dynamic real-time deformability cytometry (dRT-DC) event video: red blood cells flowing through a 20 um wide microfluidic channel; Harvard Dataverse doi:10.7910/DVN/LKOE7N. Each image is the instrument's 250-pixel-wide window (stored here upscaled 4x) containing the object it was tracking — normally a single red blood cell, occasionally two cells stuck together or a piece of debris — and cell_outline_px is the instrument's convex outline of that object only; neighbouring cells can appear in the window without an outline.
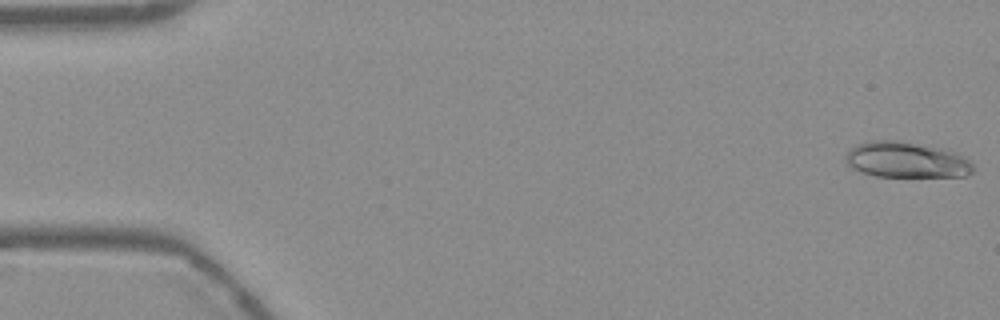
{"species": "Egyptian fruit bat (a non-hibernating species)", "species_latin": "Rousettus aegyptiacus", "temperature_condition": "warm", "stored_images_in_passage": 53, "camera_frame_rate_fps": 3000, "um_per_image_px": 0.085, "frame": {"image": 1, "passage_image": 1, "time_ms": 0.0, "image_size_px": [1000, 320], "cell_outline_px": [[972, 172], [964, 176], [876, 176], [860, 172], [852, 168], [844, 160], [844, 156], [848, 148], [856, 144], [868, 140], [900, 140], [948, 148], [964, 156], [972, 164]], "centroid_in_image_um": [77.0, 13.55], "position_along_channel_um": 8.0, "area_um2": 27.11}}
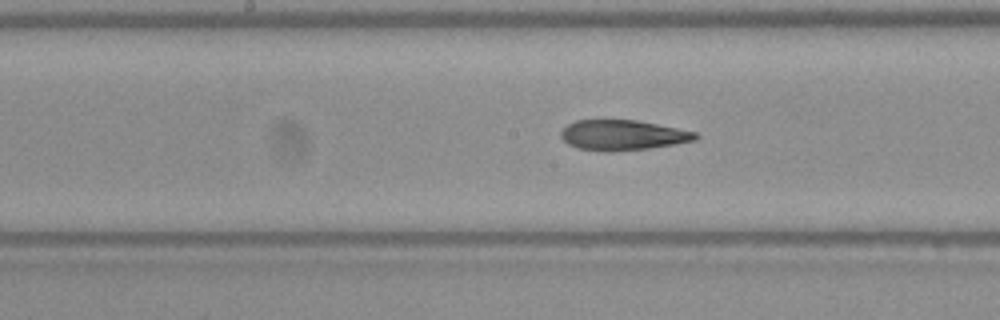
{"frame": {"image": 2, "passage_image": 27, "time_ms": 8.667, "image_size_px": [1000, 320], "cell_outline_px": [[700, 136], [696, 140], [648, 148], [612, 152], [604, 152], [576, 148], [568, 144], [560, 136], [560, 132], [568, 124], [576, 120], [636, 120], [696, 132]], "centroid_in_image_um": [52.89, 11.49], "position_along_channel_um": 195.3, "area_um2": 23.64}}
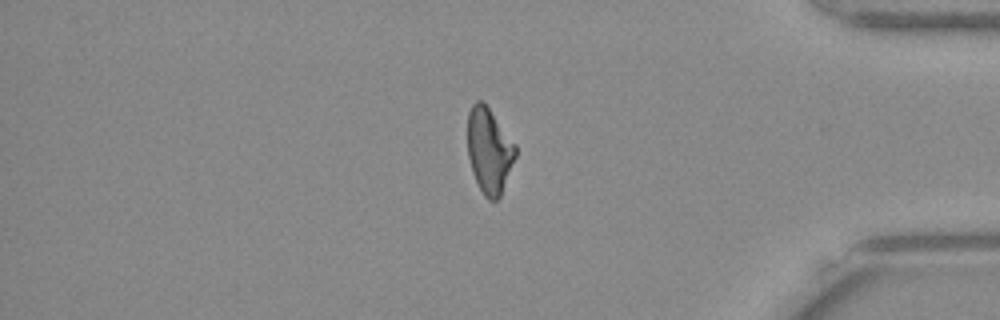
{"frame": {"image": 3, "passage_image": 45, "time_ms": 14.667, "image_size_px": [1000, 320], "cell_outline_px": [[516, 156], [500, 196], [496, 200], [488, 200], [484, 196], [472, 172], [468, 156], [468, 112], [472, 104], [476, 100], [480, 100], [488, 108], [516, 144]], "centroid_in_image_um": [41.58, 12.81], "position_along_channel_um": 393.6, "area_um2": 23.58}, "authors_computed_cell_mechanics": {"area_um2": 24.276, "velocity_mm_per_s": 3.7896, "shape_relaxation_time_tau1_ms": null, "shape_relaxation_time_tau2_ms": 4.0391, "deformation_change_tau1": null, "deformation_change_tau2": 0.1408}}